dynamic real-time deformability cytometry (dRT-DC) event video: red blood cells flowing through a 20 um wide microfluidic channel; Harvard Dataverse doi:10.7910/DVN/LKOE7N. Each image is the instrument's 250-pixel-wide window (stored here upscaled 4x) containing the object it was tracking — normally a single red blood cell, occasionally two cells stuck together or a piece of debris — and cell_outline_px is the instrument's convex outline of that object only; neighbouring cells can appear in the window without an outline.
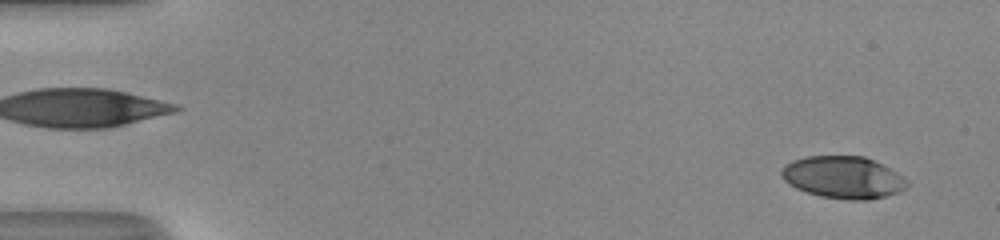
{"species": "human", "species_latin": "Homo sapiens", "temperature_condition": "room temperature", "stored_images_in_passage": 51, "camera_frame_rate_fps": 3000, "um_per_image_px": 0.085, "donor": {"sex": "male"}, "frame": {"image": 1, "passage_image": 3, "time_ms": 0.667, "image_size_px": [1000, 240], "cell_outline_px": [[908, 184], [904, 188], [896, 192], [884, 196], [868, 200], [852, 200], [820, 196], [796, 188], [784, 180], [780, 176], [780, 172], [792, 160], [804, 156], [864, 156], [896, 172], [908, 180]], "centroid_in_image_um": [71.64, 15.07], "position_along_channel_um": 13.4, "area_um2": 30.46}}
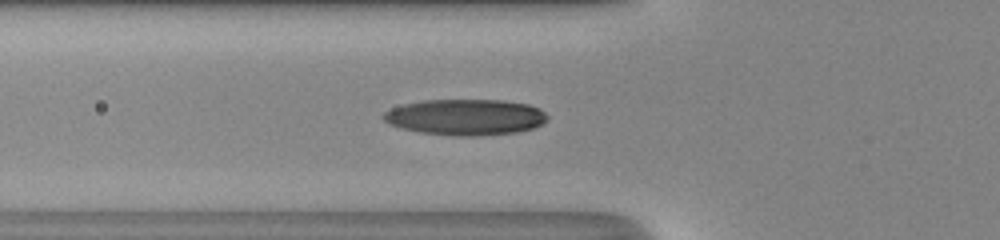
{"frame": {"image": 2, "passage_image": 19, "time_ms": 6.0, "image_size_px": [1000, 240], "cell_outline_px": [[548, 120], [532, 128], [516, 132], [476, 136], [452, 136], [420, 132], [400, 128], [388, 124], [384, 120], [384, 112], [392, 108], [404, 104], [424, 100], [500, 100], [528, 104], [540, 108], [548, 116]], "centroid_in_image_um": [39.56, 9.96], "position_along_channel_um": 86.2, "area_um2": 34.39}}
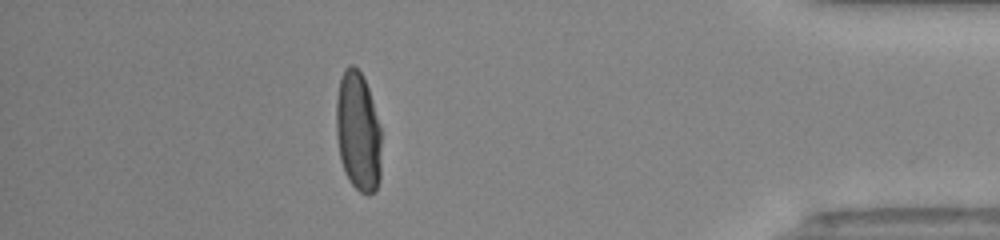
{"frame": {"image": 3, "passage_image": 45, "time_ms": 14.667, "image_size_px": [1000, 240], "cell_outline_px": [[380, 180], [376, 188], [368, 196], [360, 192], [348, 180], [344, 172], [340, 160], [336, 136], [336, 100], [340, 80], [344, 68], [348, 64], [352, 64], [364, 76], [372, 100], [380, 128]], "centroid_in_image_um": [30.41, 11.19], "position_along_channel_um": 404.8, "area_um2": 31.67}, "authors_computed_cell_mechanics": {"area_um2": 32.4836, "velocity_mm_per_s": 4.1672, "shape_relaxation_time_tau1_ms": 5.928, "shape_relaxation_time_tau2_ms": 1.0362, "deformation_change_tau1": 0.2566, "deformation_change_tau2": 0.0482}}